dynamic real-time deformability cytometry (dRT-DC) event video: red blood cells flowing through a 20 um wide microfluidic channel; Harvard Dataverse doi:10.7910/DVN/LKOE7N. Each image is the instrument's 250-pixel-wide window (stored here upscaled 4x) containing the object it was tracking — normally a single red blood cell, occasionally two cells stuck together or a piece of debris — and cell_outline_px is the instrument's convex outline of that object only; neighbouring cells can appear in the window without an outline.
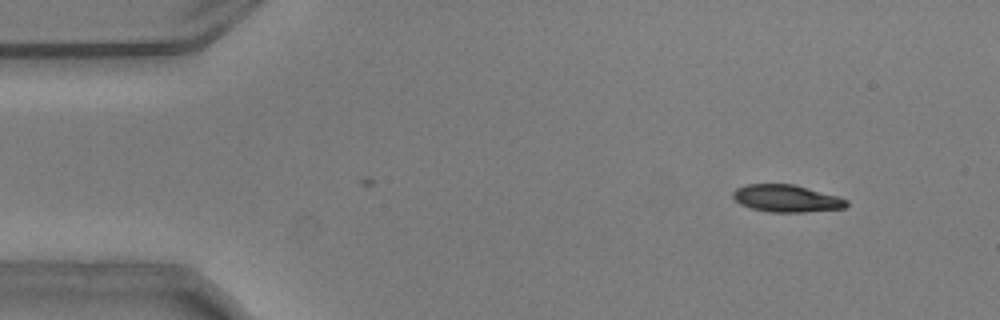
{"species": "common noctule bat (a hibernating species)", "species_latin": "Nyctalus noctula", "temperature_condition": "warm", "stored_images_in_passage": 42, "camera_frame_rate_fps": 3000, "um_per_image_px": 0.085, "animal": {"sex": "male", "body_mass_g": 20.5, "forearm_length_mm": 52.5}, "frame": {"image": 1, "passage_image": 2, "time_ms": 0.333, "image_size_px": [1000, 320], "cell_outline_px": [[848, 204], [844, 208], [804, 212], [768, 212], [752, 208], [740, 204], [732, 196], [732, 192], [736, 188], [748, 184], [792, 184], [840, 196], [848, 200]], "centroid_in_image_um": [66.86, 16.86], "position_along_channel_um": 18.1, "area_um2": 18.03}}
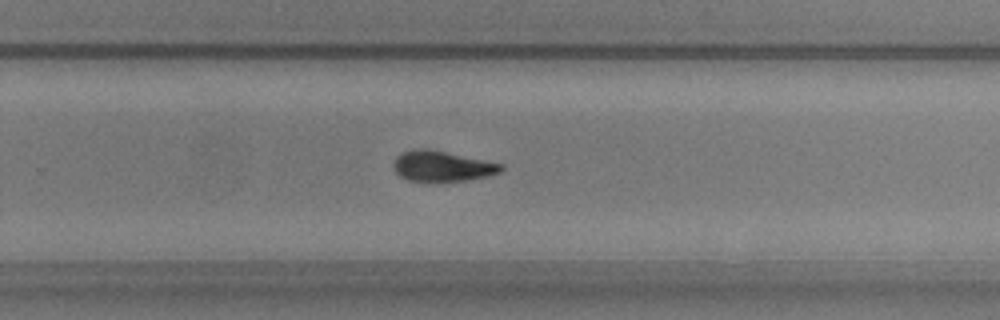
{"frame": {"image": 2, "passage_image": 31, "time_ms": 10.0, "image_size_px": [1000, 320], "cell_outline_px": [[504, 168], [500, 172], [488, 176], [464, 180], [408, 180], [400, 176], [392, 168], [392, 164], [396, 156], [412, 148], [428, 148], [504, 164]], "centroid_in_image_um": [37.56, 14.09], "position_along_channel_um": 292.2, "area_um2": 18.96}}
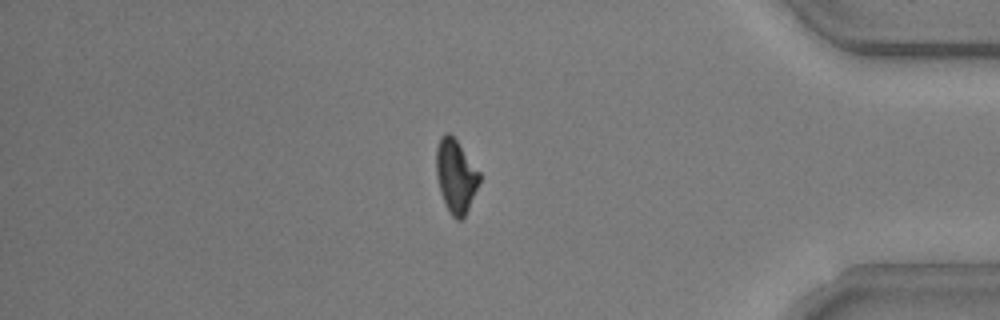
{"frame": {"image": 3, "passage_image": 42, "time_ms": 13.667, "image_size_px": [1000, 320], "cell_outline_px": [[480, 180], [468, 208], [464, 216], [460, 220], [456, 220], [452, 216], [444, 204], [440, 192], [436, 176], [436, 148], [440, 136], [444, 132], [448, 132], [456, 140], [480, 172]], "centroid_in_image_um": [38.71, 14.95], "position_along_channel_um": 396.5, "area_um2": 18.38}, "authors_computed_cell_mechanics": {"area_um2": 19.5653, "velocity_mm_per_s": 3.7469, "shape_relaxation_time_tau1_ms": 5.056, "shape_relaxation_time_tau2_ms": 3.239, "deformation_change_tau1": 0.1624, "deformation_change_tau2": 0.0863}}